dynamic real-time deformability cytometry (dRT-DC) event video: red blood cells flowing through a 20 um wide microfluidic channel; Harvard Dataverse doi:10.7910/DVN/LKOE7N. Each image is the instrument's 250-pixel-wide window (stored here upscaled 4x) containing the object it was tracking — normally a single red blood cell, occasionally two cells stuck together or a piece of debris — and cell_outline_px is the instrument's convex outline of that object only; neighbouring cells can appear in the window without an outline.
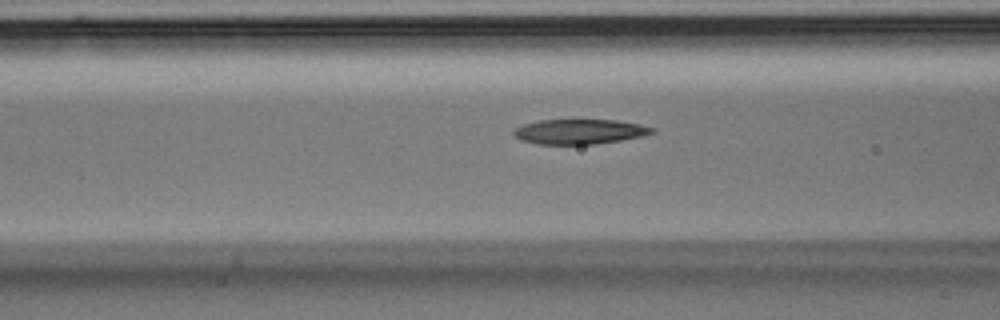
{"species": "Egyptian fruit bat (a non-hibernating species)", "species_latin": "Rousettus aegyptiacus", "temperature_condition": "room temperature", "stored_images_in_passage": 31, "camera_frame_rate_fps": 3000, "um_per_image_px": 0.085, "animal": {"sex": "male"}, "frame": {"image": 1, "passage_image": 6, "time_ms": 1.667, "image_size_px": [1000, 320], "cell_outline_px": [[656, 132], [644, 136], [596, 144], [536, 144], [520, 140], [512, 136], [512, 132], [516, 128], [524, 124], [540, 120], [616, 120], [656, 128]], "centroid_in_image_um": [49.24, 11.19], "position_along_channel_um": 117.4, "area_um2": 20.11}}
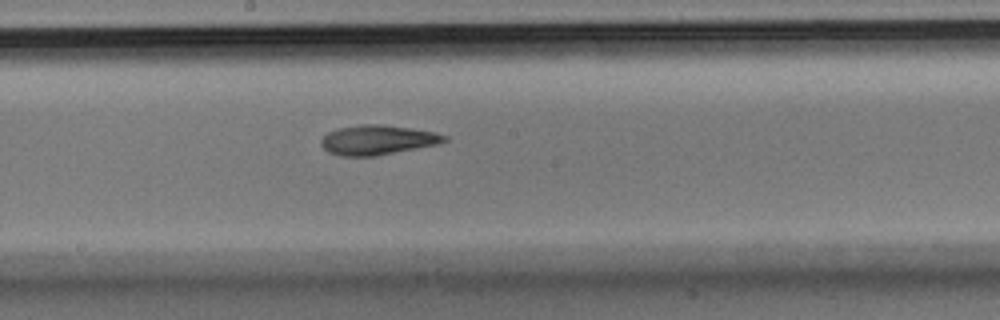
{"frame": {"image": 2, "passage_image": 13, "time_ms": 4.0, "image_size_px": [1000, 320], "cell_outline_px": [[448, 140], [440, 144], [376, 156], [340, 156], [328, 152], [320, 144], [320, 140], [328, 132], [340, 128], [360, 124], [380, 124], [436, 132], [448, 136]], "centroid_in_image_um": [32.11, 11.9], "position_along_channel_um": 216.1, "area_um2": 21.39}}
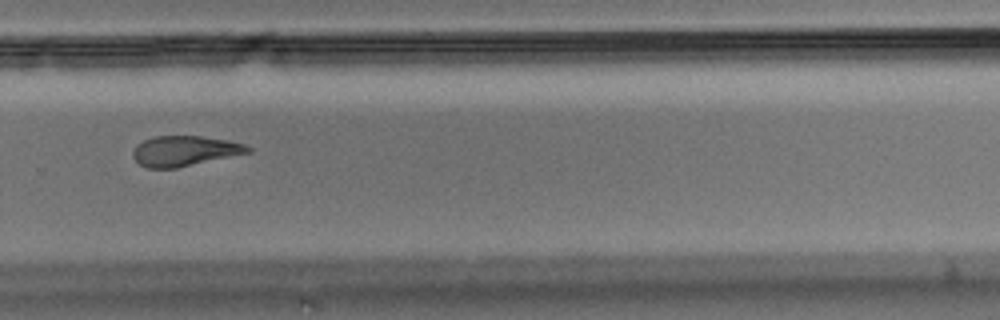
{"frame": {"image": 3, "passage_image": 20, "time_ms": 6.333, "image_size_px": [1000, 320], "cell_outline_px": [[252, 152], [176, 168], [148, 168], [140, 164], [132, 156], [132, 152], [136, 144], [152, 136], [200, 136], [228, 140], [244, 144], [252, 148]], "centroid_in_image_um": [15.69, 12.82], "position_along_channel_um": 314.1, "area_um2": 20.29}}